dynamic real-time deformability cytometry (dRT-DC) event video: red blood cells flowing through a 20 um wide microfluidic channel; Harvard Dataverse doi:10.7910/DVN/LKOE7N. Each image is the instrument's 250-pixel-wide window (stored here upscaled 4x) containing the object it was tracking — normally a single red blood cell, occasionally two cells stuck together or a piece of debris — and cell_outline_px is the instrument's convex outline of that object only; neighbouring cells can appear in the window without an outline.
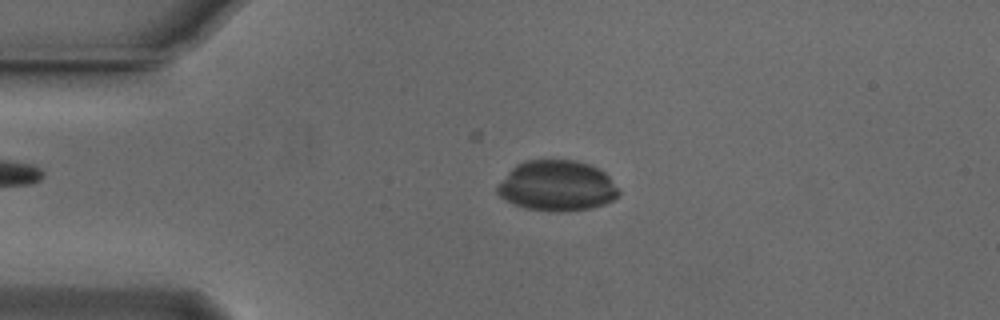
{"species": "Egyptian fruit bat (a non-hibernating species)", "species_latin": "Rousettus aegyptiacus", "temperature_condition": "cold", "stored_images_in_passage": 16, "camera_frame_rate_fps": 3000, "um_per_image_px": 0.085, "animal": {"sex": "male"}, "frame": {"image": 1, "passage_image": 11, "time_ms": 3.333, "image_size_px": [1000, 320], "cell_outline_px": [[620, 192], [612, 200], [604, 204], [592, 208], [560, 212], [548, 212], [524, 208], [504, 200], [496, 192], [496, 188], [508, 172], [516, 164], [524, 160], [576, 160], [592, 164], [604, 172], [608, 176]], "centroid_in_image_um": [47.32, 15.8], "position_along_channel_um": 37.7, "area_um2": 35.95}}